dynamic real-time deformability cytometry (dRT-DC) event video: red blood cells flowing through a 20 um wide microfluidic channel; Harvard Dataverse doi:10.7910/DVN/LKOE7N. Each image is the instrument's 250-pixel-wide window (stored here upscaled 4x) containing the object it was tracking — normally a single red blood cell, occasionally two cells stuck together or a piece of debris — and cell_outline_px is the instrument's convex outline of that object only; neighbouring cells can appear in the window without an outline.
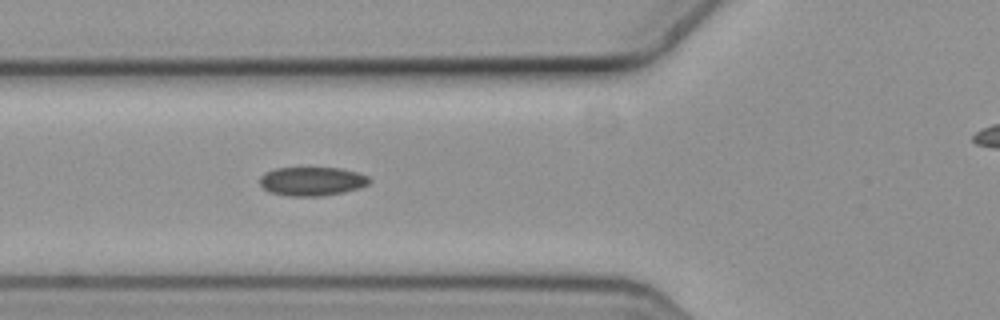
{"species": "common noctule bat (a hibernating species)", "species_latin": "Nyctalus noctula", "temperature_condition": "cold", "stored_images_in_passage": 7, "camera_frame_rate_fps": 3000, "um_per_image_px": 0.085, "animal": {"sex": "female", "body_mass_g": 19.3, "forearm_length_mm": 54.1}, "frame": {"image": 1, "passage_image": 6, "time_ms": 1.667, "image_size_px": [1000, 320], "cell_outline_px": [[372, 180], [368, 184], [360, 188], [344, 192], [324, 196], [288, 196], [268, 192], [260, 184], [260, 176], [264, 172], [276, 168], [340, 168], [356, 172], [368, 176]], "centroid_in_image_um": [26.51, 15.41], "position_along_channel_um": 99.3, "area_um2": 18.55}}